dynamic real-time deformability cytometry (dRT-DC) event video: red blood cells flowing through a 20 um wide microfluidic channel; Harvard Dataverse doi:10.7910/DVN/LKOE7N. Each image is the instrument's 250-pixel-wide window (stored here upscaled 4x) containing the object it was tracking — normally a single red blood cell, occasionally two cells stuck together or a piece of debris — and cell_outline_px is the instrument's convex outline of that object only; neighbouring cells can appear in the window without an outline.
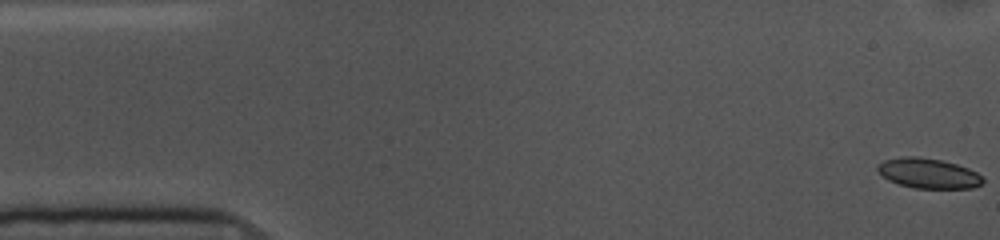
{"species": "common noctule bat (a hibernating species)", "species_latin": "Nyctalus noctula", "temperature_condition": "cold", "stored_images_in_passage": 55, "camera_frame_rate_fps": 3000, "um_per_image_px": 0.085, "animal": {"sex": "female", "body_mass_g": 10.0, "forearm_length_mm": 53.1}, "frame": {"image": 1, "passage_image": 1, "time_ms": 0.0, "image_size_px": [1000, 240], "cell_outline_px": [[984, 180], [980, 184], [972, 188], [912, 188], [888, 180], [876, 168], [884, 160], [900, 156], [916, 156], [940, 160], [956, 164], [968, 168], [976, 172]], "centroid_in_image_um": [78.9, 14.73], "position_along_channel_um": 6.1, "area_um2": 18.21}}
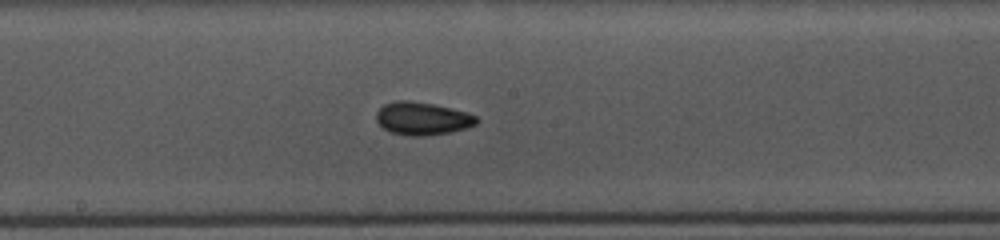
{"frame": {"image": 2, "passage_image": 28, "time_ms": 9.0, "image_size_px": [1000, 240], "cell_outline_px": [[480, 120], [476, 124], [468, 128], [448, 132], [424, 136], [408, 136], [388, 132], [376, 120], [376, 112], [384, 104], [396, 100], [412, 100], [452, 108], [476, 116]], "centroid_in_image_um": [35.88, 10.07], "position_along_channel_um": 212.3, "area_um2": 19.31}}
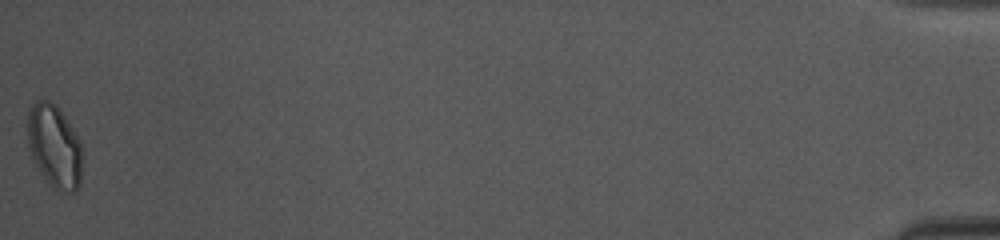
{"frame": {"image": 3, "passage_image": 55, "time_ms": 18.0, "image_size_px": [1000, 240], "cell_outline_px": [[80, 184], [76, 192], [60, 192], [52, 188], [40, 172], [32, 160], [28, 144], [28, 104], [36, 100], [48, 100], [56, 104], [80, 140]], "centroid_in_image_um": [4.59, 12.42], "position_along_channel_um": 430.6, "area_um2": 26.59}, "authors_computed_cell_mechanics": {"area_um2": 18.3804, "velocity_mm_per_s": 3.5864, "shape_relaxation_time_tau1_ms": 3.9262, "shape_relaxation_time_tau2_ms": 3.4141, "deformation_change_tau1": 0.078, "deformation_change_tau2": 0.0824}}